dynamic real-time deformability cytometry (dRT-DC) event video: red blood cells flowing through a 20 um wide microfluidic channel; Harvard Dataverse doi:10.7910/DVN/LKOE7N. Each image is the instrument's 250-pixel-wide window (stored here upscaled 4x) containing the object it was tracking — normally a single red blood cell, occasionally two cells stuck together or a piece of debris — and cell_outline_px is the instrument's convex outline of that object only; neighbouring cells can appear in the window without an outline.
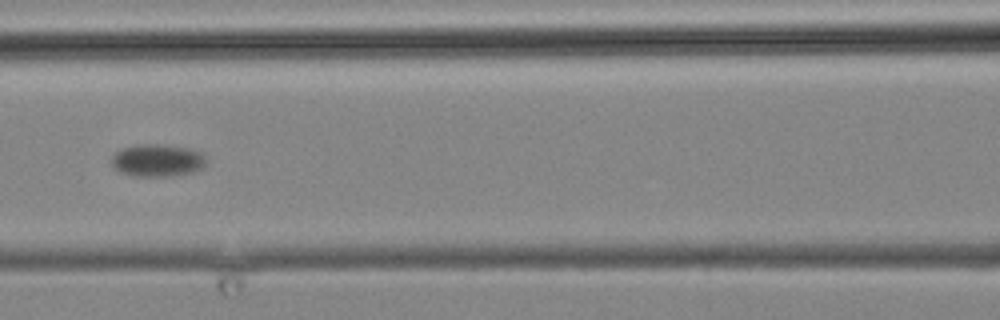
{"species": "common noctule bat (a hibernating species)", "species_latin": "Nyctalus noctula", "temperature_condition": "cold", "stored_images_in_passage": 7, "camera_frame_rate_fps": 3000, "um_per_image_px": 0.085, "animal": {"sex": "male", "body_mass_g": 19.2, "forearm_length_mm": 51.8}, "frame": {"image": 1, "passage_image": 6, "time_ms": 6.0, "image_size_px": [1000, 320], "cell_outline_px": [[204, 164], [200, 168], [192, 172], [168, 176], [132, 176], [116, 168], [112, 164], [112, 156], [120, 148], [136, 144], [160, 144], [188, 148], [200, 152], [204, 156]], "centroid_in_image_um": [13.34, 13.61], "position_along_channel_um": 153.3, "area_um2": 17.63}}